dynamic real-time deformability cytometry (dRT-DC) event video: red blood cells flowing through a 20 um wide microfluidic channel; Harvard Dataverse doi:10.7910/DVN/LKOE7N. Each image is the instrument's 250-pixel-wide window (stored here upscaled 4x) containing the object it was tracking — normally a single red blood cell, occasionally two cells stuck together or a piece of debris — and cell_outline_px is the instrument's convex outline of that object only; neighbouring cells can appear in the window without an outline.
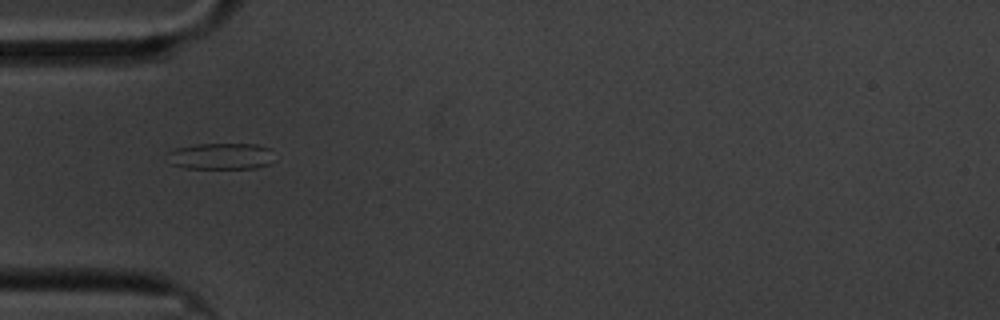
{"species": "common noctule bat (a hibernating species)", "species_latin": "Nyctalus noctula", "temperature_condition": "cold", "stored_images_in_passage": 42, "camera_frame_rate_fps": 3000, "um_per_image_px": 0.085, "animal": {"sex": "male", "body_mass_g": 20.1, "forearm_length_mm": 53.5}, "frame": {"image": 1, "passage_image": 1, "time_ms": 0.0, "image_size_px": [1000, 320], "cell_outline_px": [[272, 164], [256, 168], [184, 168], [172, 164], [168, 152], [176, 148], [196, 144], [256, 144], [272, 148]], "centroid_in_image_um": [18.85, 13.27], "position_along_channel_um": 66.2, "area_um2": 16.47}}
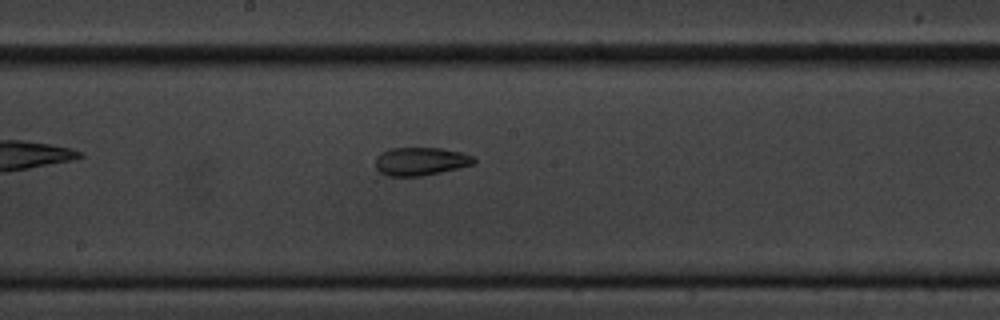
{"frame": {"image": 2, "passage_image": 14, "time_ms": 4.333, "image_size_px": [1000, 320], "cell_outline_px": [[476, 164], [460, 168], [420, 176], [388, 176], [380, 172], [376, 168], [376, 156], [380, 152], [388, 148], [440, 148], [460, 152], [472, 156], [476, 160]], "centroid_in_image_um": [35.74, 13.71], "position_along_channel_um": 212.5, "area_um2": 16.24}}
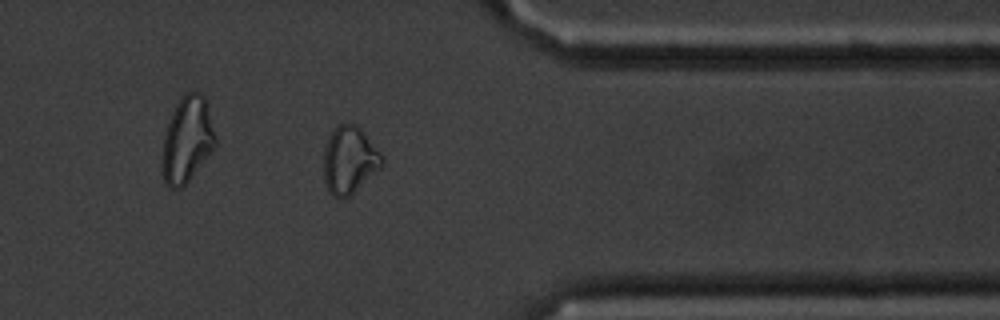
{"frame": {"image": 3, "passage_image": 30, "time_ms": 9.667, "image_size_px": [1000, 320], "cell_outline_px": [[384, 164], [380, 168], [348, 196], [340, 200], [332, 196], [328, 192], [324, 180], [324, 148], [332, 132], [340, 124], [356, 124], [364, 132], [384, 156]], "centroid_in_image_um": [29.7, 13.62], "position_along_channel_um": 381.7, "area_um2": 22.72}, "authors_computed_cell_mechanics": {"area_um2": 16.5019, "velocity_mm_per_s": 3.3728, "shape_relaxation_time_tau1_ms": null, "shape_relaxation_time_tau2_ms": 4.808, "deformation_change_tau1": null, "deformation_change_tau2": 0.1197}}